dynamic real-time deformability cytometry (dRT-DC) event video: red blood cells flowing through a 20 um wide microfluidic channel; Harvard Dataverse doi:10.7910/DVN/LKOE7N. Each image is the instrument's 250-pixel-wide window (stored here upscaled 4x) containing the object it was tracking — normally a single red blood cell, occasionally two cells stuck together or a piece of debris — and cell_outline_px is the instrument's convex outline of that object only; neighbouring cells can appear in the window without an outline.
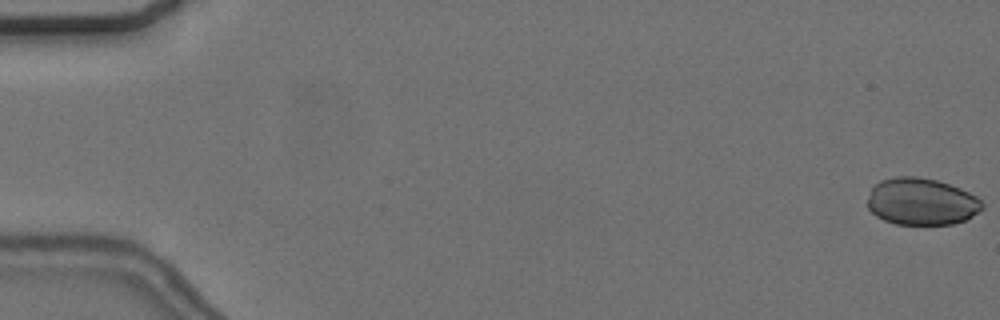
{"species": "common noctule bat (a hibernating species)", "species_latin": "Nyctalus noctula", "temperature_condition": "cold", "stored_images_in_passage": 57, "camera_frame_rate_fps": 3000, "um_per_image_px": 0.085, "animal": {"sex": "female", "body_mass_g": 24.6, "forearm_length_mm": 56.2}, "frame": {"image": 1, "passage_image": 1, "time_ms": 0.0, "image_size_px": [1000, 320], "cell_outline_px": [[984, 208], [980, 212], [964, 220], [952, 224], [896, 224], [884, 220], [876, 216], [868, 208], [868, 196], [872, 188], [880, 180], [896, 176], [916, 176], [936, 180], [960, 188], [976, 196], [984, 204]], "centroid_in_image_um": [78.33, 17.13], "position_along_channel_um": 6.7, "area_um2": 31.44}}
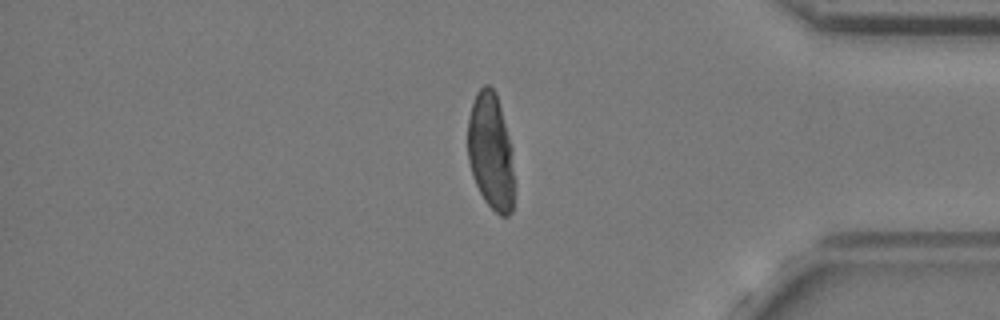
{"frame": {"image": 2, "passage_image": 48, "time_ms": 15.667, "image_size_px": [1000, 320], "cell_outline_px": [[516, 184], [512, 212], [508, 216], [500, 216], [484, 200], [472, 176], [468, 160], [468, 120], [472, 104], [476, 92], [484, 84], [488, 84], [496, 92], [512, 148]], "centroid_in_image_um": [41.75, 12.93], "position_along_channel_um": 393.4, "area_um2": 32.25}}
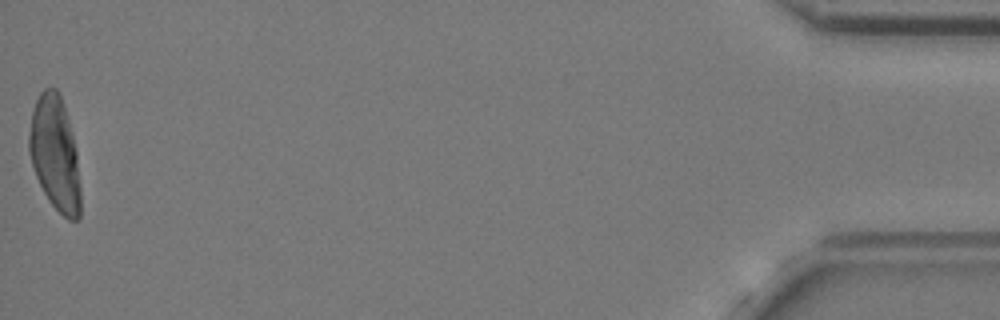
{"frame": {"image": 3, "passage_image": 57, "time_ms": 18.667, "image_size_px": [1000, 320], "cell_outline_px": [[80, 220], [68, 220], [48, 200], [36, 176], [32, 164], [28, 148], [28, 132], [32, 108], [40, 92], [44, 88], [56, 88], [60, 92], [68, 120], [76, 152], [80, 188]], "centroid_in_image_um": [4.65, 13.04], "position_along_channel_um": 430.6, "area_um2": 34.16}}